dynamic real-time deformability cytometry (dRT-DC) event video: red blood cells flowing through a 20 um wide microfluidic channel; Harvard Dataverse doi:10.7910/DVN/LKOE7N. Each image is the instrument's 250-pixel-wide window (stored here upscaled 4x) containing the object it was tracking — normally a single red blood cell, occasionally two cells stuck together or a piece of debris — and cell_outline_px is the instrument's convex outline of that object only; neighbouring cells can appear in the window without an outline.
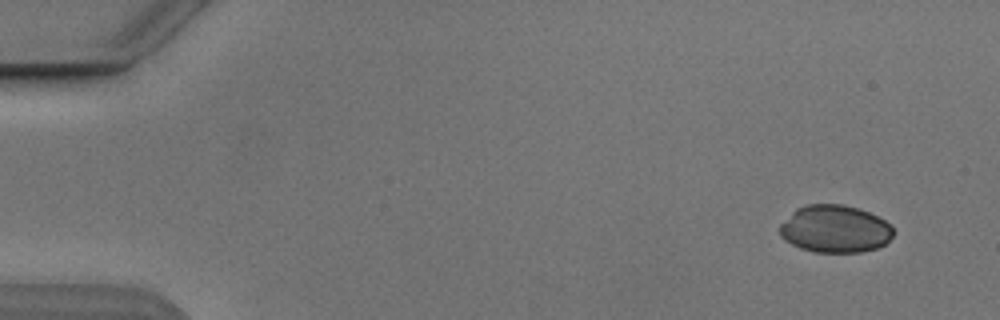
{"species": "Egyptian fruit bat (a non-hibernating species)", "species_latin": "Rousettus aegyptiacus", "temperature_condition": "cold", "stored_images_in_passage": 5, "camera_frame_rate_fps": 3000, "um_per_image_px": 0.085, "animal": {"sex": "male"}, "frame": {"image": 1, "passage_image": 1, "time_ms": 0.0, "image_size_px": [1000, 320], "cell_outline_px": [[896, 232], [884, 244], [876, 248], [860, 252], [816, 252], [800, 248], [784, 240], [780, 236], [780, 224], [796, 208], [804, 204], [844, 204], [860, 208], [892, 224]], "centroid_in_image_um": [70.98, 19.45], "position_along_channel_um": 14.0, "area_um2": 31.67}}